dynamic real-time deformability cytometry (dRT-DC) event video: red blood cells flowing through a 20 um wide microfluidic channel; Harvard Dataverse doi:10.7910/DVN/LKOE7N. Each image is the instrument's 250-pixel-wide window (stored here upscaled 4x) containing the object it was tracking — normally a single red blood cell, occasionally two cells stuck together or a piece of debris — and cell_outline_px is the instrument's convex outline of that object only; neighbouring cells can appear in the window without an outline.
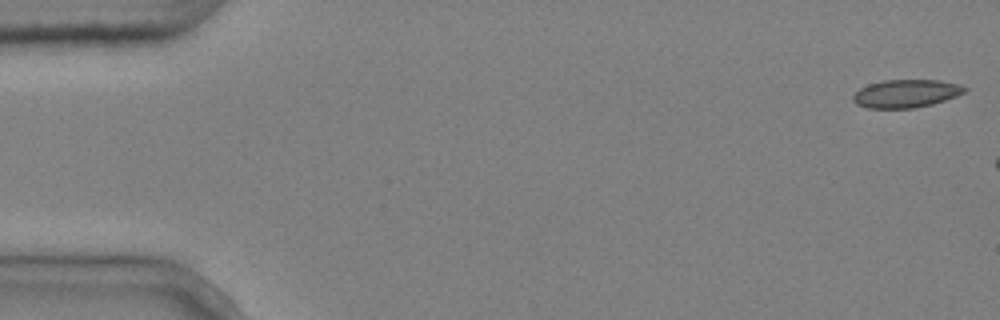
{"species": "common noctule bat (a hibernating species)", "species_latin": "Nyctalus noctula", "temperature_condition": "cold", "stored_images_in_passage": 3, "camera_frame_rate_fps": 3000, "um_per_image_px": 0.085, "animal": {"sex": "male", "body_mass_g": 20.4}, "frame": {"image": 1, "passage_image": 1, "time_ms": 0.0, "image_size_px": [1000, 320], "cell_outline_px": [[968, 88], [964, 92], [956, 96], [932, 104], [916, 108], [868, 108], [856, 104], [852, 100], [852, 96], [860, 88], [868, 84], [884, 80], [940, 80], [960, 84]], "centroid_in_image_um": [77.0, 7.95], "position_along_channel_um": 8.0, "area_um2": 18.26}}